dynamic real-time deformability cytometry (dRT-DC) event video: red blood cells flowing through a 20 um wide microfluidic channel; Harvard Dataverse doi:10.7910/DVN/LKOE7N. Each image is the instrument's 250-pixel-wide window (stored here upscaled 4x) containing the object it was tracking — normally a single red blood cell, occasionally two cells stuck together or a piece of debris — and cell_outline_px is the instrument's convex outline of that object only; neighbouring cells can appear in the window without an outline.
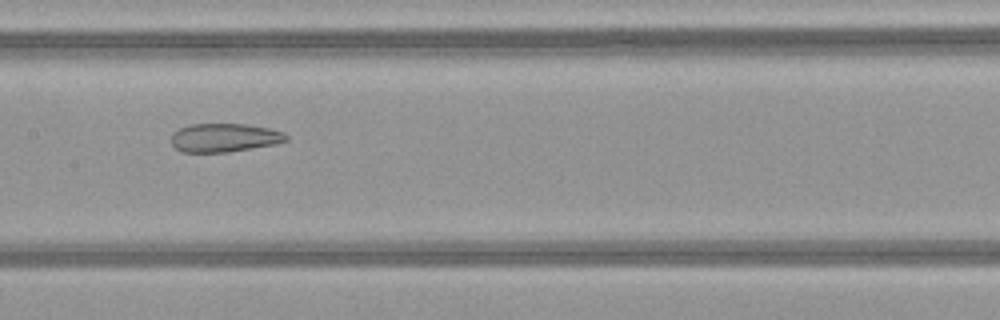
{"species": "common noctule bat (a hibernating species)", "species_latin": "Nyctalus noctula", "temperature_condition": "warm", "stored_images_in_passage": 39, "camera_frame_rate_fps": 3000, "um_per_image_px": 0.085, "animal": {"sex": "female", "body_mass_g": 21.9}, "frame": {"image": 1, "passage_image": 14, "time_ms": 4.333, "image_size_px": [1000, 320], "cell_outline_px": [[288, 140], [276, 144], [228, 152], [180, 152], [172, 144], [172, 136], [180, 128], [188, 124], [248, 124], [268, 128], [284, 132], [288, 136]], "centroid_in_image_um": [19.1, 11.7], "position_along_channel_um": 188.3, "area_um2": 19.13}}
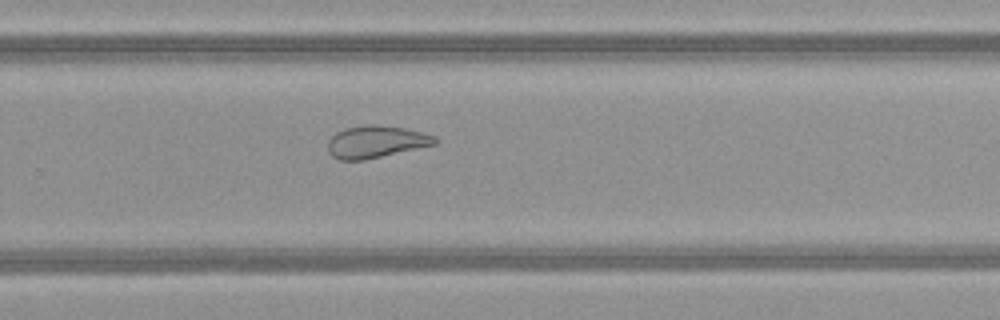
{"frame": {"image": 2, "passage_image": 22, "time_ms": 7.0, "image_size_px": [1000, 320], "cell_outline_px": [[440, 140], [436, 144], [364, 160], [340, 160], [332, 156], [328, 152], [328, 140], [336, 132], [344, 128], [368, 124], [372, 124], [404, 128], [424, 132], [436, 136]], "centroid_in_image_um": [31.97, 12.04], "position_along_channel_um": 297.8, "area_um2": 20.17}}
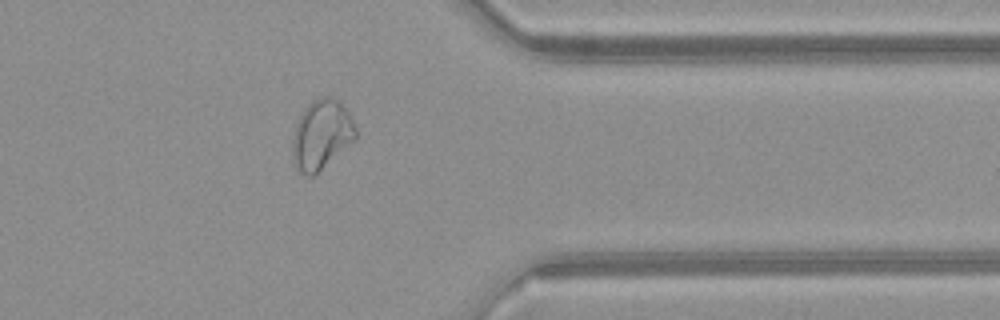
{"frame": {"image": 3, "passage_image": 29, "time_ms": 9.333, "image_size_px": [1000, 320], "cell_outline_px": [[356, 140], [312, 176], [308, 176], [300, 172], [292, 156], [292, 136], [296, 124], [304, 108], [312, 100], [320, 96], [332, 96], [340, 100], [348, 112], [356, 128]], "centroid_in_image_um": [27.33, 11.4], "position_along_channel_um": 384.1, "area_um2": 25.66}, "authors_computed_cell_mechanics": {"area_um2": 22.6576, "velocity_mm_per_s": 4.1262, "shape_relaxation_time_tau1_ms": null, "shape_relaxation_time_tau2_ms": 1.8988, "deformation_change_tau1": null, "deformation_change_tau2": 0.0972}}